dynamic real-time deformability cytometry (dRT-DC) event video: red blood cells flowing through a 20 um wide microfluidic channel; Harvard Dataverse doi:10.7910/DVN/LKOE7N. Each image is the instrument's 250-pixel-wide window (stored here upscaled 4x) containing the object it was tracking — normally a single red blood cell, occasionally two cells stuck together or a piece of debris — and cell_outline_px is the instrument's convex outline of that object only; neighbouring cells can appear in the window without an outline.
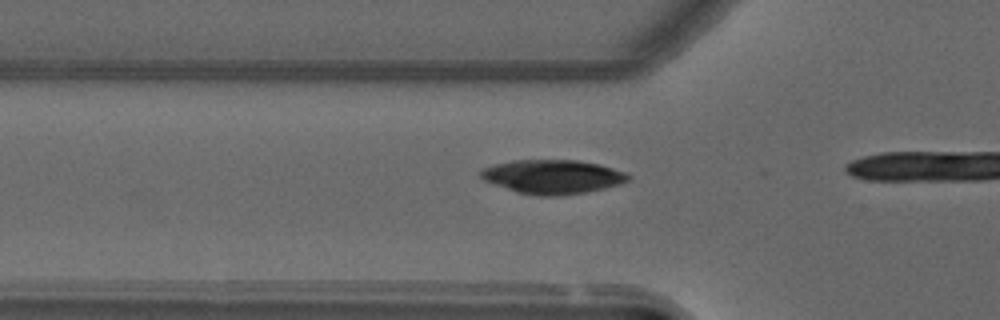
{"species": "common noctule bat (a hibernating species)", "species_latin": "Nyctalus noctula", "temperature_condition": "warm", "stored_images_in_passage": 8, "camera_frame_rate_fps": 3000, "um_per_image_px": 0.085, "animal": {"sex": "male", "forearm_length_mm": 52.5}, "frame": {"image": 1, "passage_image": 3, "time_ms": 0.667, "image_size_px": [1000, 320], "cell_outline_px": [[632, 176], [628, 180], [620, 184], [604, 188], [584, 192], [556, 196], [536, 196], [516, 192], [484, 180], [480, 176], [480, 168], [512, 160], [576, 160], [600, 164], [628, 172]], "centroid_in_image_um": [46.98, 15.01], "position_along_channel_um": 78.8, "area_um2": 29.36}}
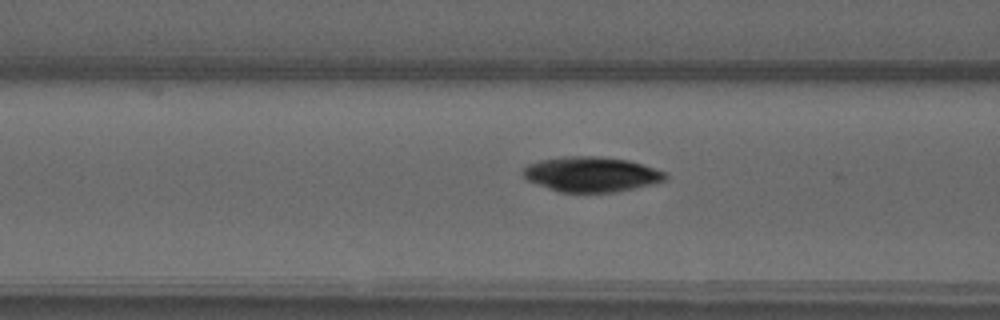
{"frame": {"image": 2, "passage_image": 6, "time_ms": 1.667, "image_size_px": [1000, 320], "cell_outline_px": [[668, 176], [664, 180], [652, 184], [632, 188], [608, 192], [560, 192], [548, 188], [528, 180], [520, 172], [528, 164], [540, 160], [564, 156], [600, 156], [628, 160], [664, 172]], "centroid_in_image_um": [50.21, 14.8], "position_along_channel_um": 116.4, "area_um2": 28.67}}